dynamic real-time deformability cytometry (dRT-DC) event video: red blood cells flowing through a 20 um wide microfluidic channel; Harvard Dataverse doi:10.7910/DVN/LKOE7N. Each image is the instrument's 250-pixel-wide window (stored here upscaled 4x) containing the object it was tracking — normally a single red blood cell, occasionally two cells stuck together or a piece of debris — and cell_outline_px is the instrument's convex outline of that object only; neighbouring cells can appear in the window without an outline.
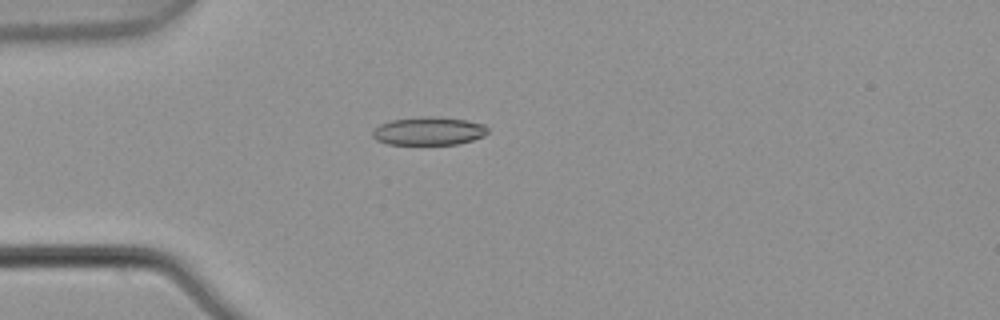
{"species": "common noctule bat (a hibernating species)", "species_latin": "Nyctalus noctula", "temperature_condition": "warm", "stored_images_in_passage": 3, "camera_frame_rate_fps": 3000, "um_per_image_px": 0.085, "animal": {"sex": "male", "body_mass_g": 21.5, "forearm_length_mm": 52.0}, "frame": {"image": 1, "passage_image": 3, "time_ms": 0.667, "image_size_px": [1000, 320], "cell_outline_px": [[488, 132], [484, 136], [472, 140], [456, 144], [388, 144], [376, 140], [372, 136], [372, 132], [380, 124], [392, 120], [432, 116], [468, 120], [484, 124], [488, 128]], "centroid_in_image_um": [36.47, 11.14], "position_along_channel_um": 48.5, "area_um2": 18.79}}